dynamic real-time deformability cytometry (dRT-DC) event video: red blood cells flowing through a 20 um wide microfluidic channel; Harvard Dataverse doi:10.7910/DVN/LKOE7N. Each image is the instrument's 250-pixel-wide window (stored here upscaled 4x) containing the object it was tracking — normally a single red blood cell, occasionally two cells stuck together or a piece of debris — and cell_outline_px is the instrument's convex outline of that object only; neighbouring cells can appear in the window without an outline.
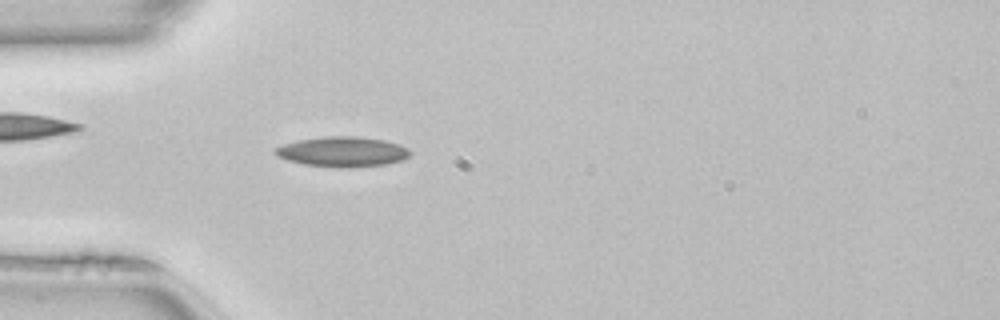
{"species": "common noctule bat (a hibernating species)", "species_latin": "Nyctalus noctula", "temperature_condition": "room temperature", "stored_images_in_passage": 50, "camera_frame_rate_fps": 3000, "um_per_image_px": 0.085, "animal": {"sex": "female", "body_mass_g": 22.7, "forearm_length_mm": 54.2}, "frame": {"image": 1, "passage_image": 15, "time_ms": 4.667, "image_size_px": [1000, 320], "cell_outline_px": [[412, 152], [404, 160], [388, 164], [348, 168], [344, 168], [304, 164], [288, 160], [276, 156], [272, 152], [276, 148], [284, 144], [300, 140], [324, 136], [356, 136], [384, 140], [400, 144], [408, 148]], "centroid_in_image_um": [29.15, 12.9], "position_along_channel_um": 55.9, "area_um2": 23.76}, "authors_computed_cell_mechanics": {"area_um2": 21.097, "velocity_mm_per_s": 4.0977, "shape_relaxation_time_tau1_ms": 6.8979, "shape_relaxation_time_tau2_ms": 4.8327, "deformation_change_tau1": 0.1597, "deformation_change_tau2": 0.1222}}